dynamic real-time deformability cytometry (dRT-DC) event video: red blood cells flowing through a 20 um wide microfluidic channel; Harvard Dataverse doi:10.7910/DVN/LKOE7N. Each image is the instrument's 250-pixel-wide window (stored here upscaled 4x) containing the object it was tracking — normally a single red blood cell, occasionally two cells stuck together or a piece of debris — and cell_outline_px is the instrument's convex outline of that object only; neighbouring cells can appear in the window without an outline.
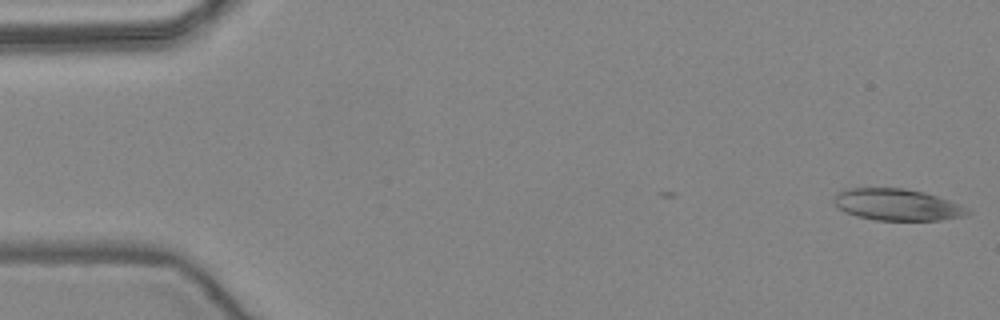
{"species": "common noctule bat (a hibernating species)", "species_latin": "Nyctalus noctula", "temperature_condition": "warm", "stored_images_in_passage": 40, "camera_frame_rate_fps": 3000, "um_per_image_px": 0.085, "animal": {"sex": "female", "body_mass_g": 24.6, "forearm_length_mm": 56.2}, "frame": {"image": 1, "passage_image": 1, "time_ms": 0.0, "image_size_px": [1000, 320], "cell_outline_px": [[972, 212], [964, 216], [940, 220], [876, 220], [856, 216], [844, 212], [836, 208], [832, 200], [836, 192], [844, 188], [904, 188], [924, 192], [960, 204], [968, 208]], "centroid_in_image_um": [76.2, 17.39], "position_along_channel_um": 8.8, "area_um2": 24.91}}
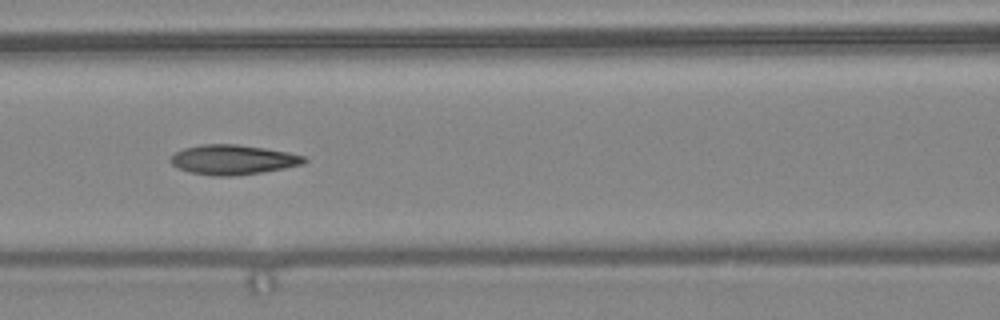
{"frame": {"image": 2, "passage_image": 22, "time_ms": 7.0, "image_size_px": [1000, 320], "cell_outline_px": [[308, 160], [304, 164], [284, 168], [260, 172], [232, 176], [212, 176], [188, 172], [176, 168], [168, 160], [176, 152], [184, 148], [200, 144], [236, 144], [264, 148], [288, 152], [304, 156]], "centroid_in_image_um": [19.77, 13.57], "position_along_channel_um": 146.8, "area_um2": 23.24}}
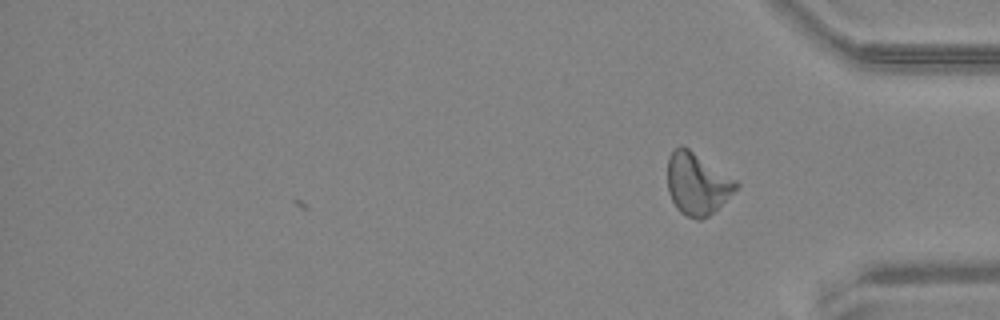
{"frame": {"image": 3, "passage_image": 40, "time_ms": 13.0, "image_size_px": [1000, 320], "cell_outline_px": [[740, 184], [708, 216], [700, 220], [696, 220], [680, 212], [676, 208], [668, 192], [668, 156], [680, 144], [688, 148], [736, 180]], "centroid_in_image_um": [59.22, 15.61], "position_along_channel_um": 376.0, "area_um2": 24.22}, "authors_computed_cell_mechanics": {"area_um2": 23.2067, "velocity_mm_per_s": 3.9188, "shape_relaxation_time_tau1_ms": 10.5176, "shape_relaxation_time_tau2_ms": 3.1774, "deformation_change_tau1": 0.2545, "deformation_change_tau2": 0.1114}}